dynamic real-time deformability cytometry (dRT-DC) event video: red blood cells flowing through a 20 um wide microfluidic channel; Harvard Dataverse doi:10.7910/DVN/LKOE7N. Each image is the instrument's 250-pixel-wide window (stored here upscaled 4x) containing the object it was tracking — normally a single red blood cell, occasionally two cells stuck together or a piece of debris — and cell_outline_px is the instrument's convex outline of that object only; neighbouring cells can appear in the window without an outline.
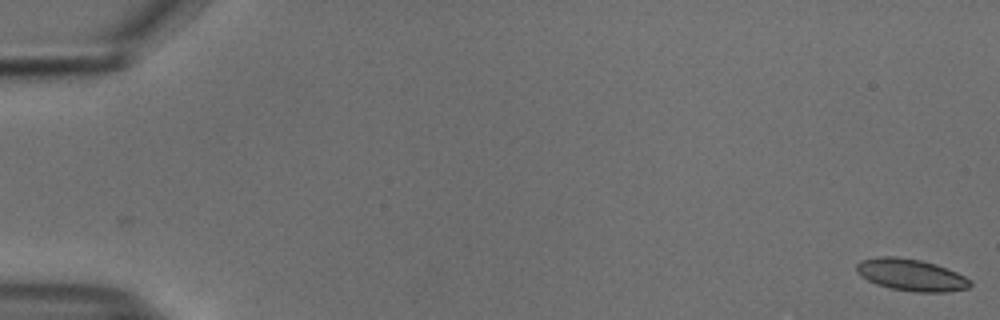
{"species": "common noctule bat (a hibernating species)", "species_latin": "Nyctalus noctula", "temperature_condition": "cold", "stored_images_in_passage": 56, "camera_frame_rate_fps": 3000, "um_per_image_px": 0.085, "animal": {"sex": "male", "body_mass_g": 18.8}, "frame": {"image": 1, "passage_image": 1, "time_ms": 0.0, "image_size_px": [1000, 320], "cell_outline_px": [[972, 284], [968, 288], [948, 292], [912, 292], [892, 288], [876, 284], [860, 276], [856, 272], [856, 264], [860, 260], [880, 256], [896, 256], [920, 260], [936, 264], [956, 272], [972, 280]], "centroid_in_image_um": [77.43, 23.36], "position_along_channel_um": 7.6, "area_um2": 21.27}}
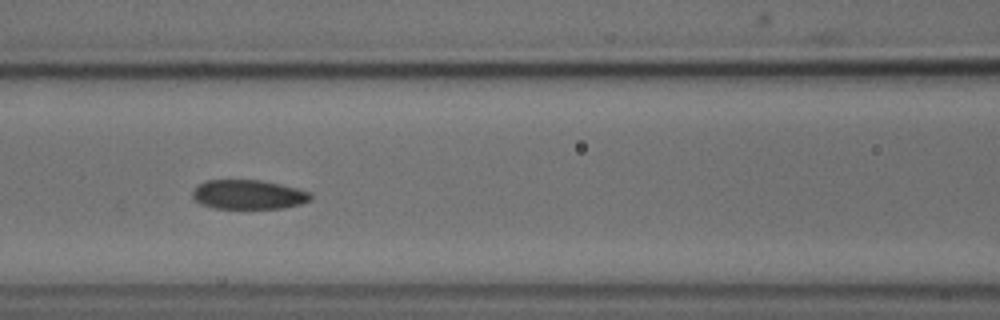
{"frame": {"image": 2, "passage_image": 25, "time_ms": 8.0, "image_size_px": [1000, 320], "cell_outline_px": [[312, 196], [308, 200], [300, 204], [284, 208], [212, 208], [200, 204], [192, 196], [192, 192], [200, 184], [208, 180], [260, 180], [280, 184], [296, 188], [308, 192]], "centroid_in_image_um": [21.09, 16.54], "position_along_channel_um": 145.5, "area_um2": 19.94}}
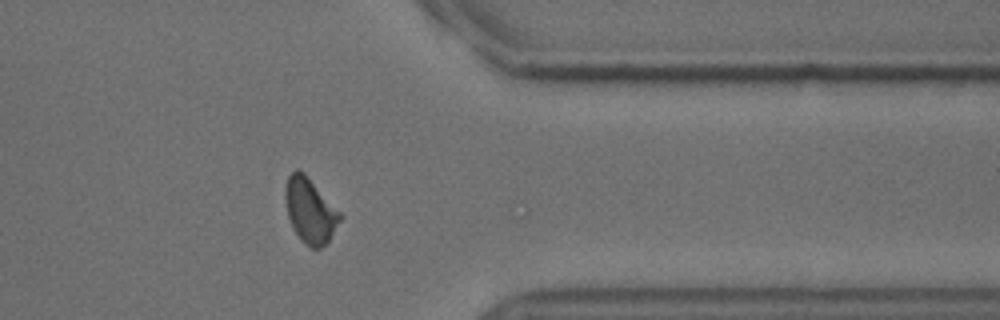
{"frame": {"image": 3, "passage_image": 45, "time_ms": 14.667, "image_size_px": [1000, 320], "cell_outline_px": [[344, 216], [328, 240], [320, 248], [312, 248], [304, 244], [300, 240], [292, 228], [288, 216], [284, 196], [284, 188], [288, 176], [296, 168], [304, 172]], "centroid_in_image_um": [26.34, 17.89], "position_along_channel_um": 385.1, "area_um2": 20.81}, "authors_computed_cell_mechanics": {"area_um2": 20.808, "velocity_mm_per_s": 3.7401, "shape_relaxation_time_tau1_ms": 5.5125, "shape_relaxation_time_tau2_ms": 3.0462, "deformation_change_tau1": 0.1151, "deformation_change_tau2": 0.07}}